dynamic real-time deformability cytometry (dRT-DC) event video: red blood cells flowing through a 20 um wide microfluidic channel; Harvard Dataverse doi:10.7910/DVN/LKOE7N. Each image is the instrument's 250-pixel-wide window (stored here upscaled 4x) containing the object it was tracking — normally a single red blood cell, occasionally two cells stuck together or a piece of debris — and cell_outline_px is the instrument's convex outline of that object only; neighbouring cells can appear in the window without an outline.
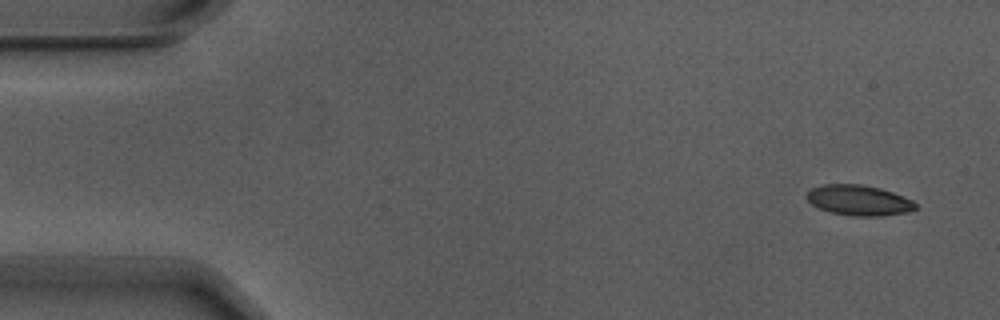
{"species": "Egyptian fruit bat (a non-hibernating species)", "species_latin": "Rousettus aegyptiacus", "temperature_condition": "warm", "stored_images_in_passage": 9, "camera_frame_rate_fps": 3000, "um_per_image_px": 0.085, "animal": {"sex": "male"}, "frame": {"image": 1, "passage_image": 1, "time_ms": 0.0, "image_size_px": [1000, 320], "cell_outline_px": [[916, 208], [908, 212], [880, 216], [852, 216], [832, 212], [820, 208], [812, 204], [804, 196], [812, 188], [820, 184], [860, 184], [880, 188], [892, 192], [912, 200], [916, 204]], "centroid_in_image_um": [72.98, 17.02], "position_along_channel_um": 12.0, "area_um2": 19.19}}
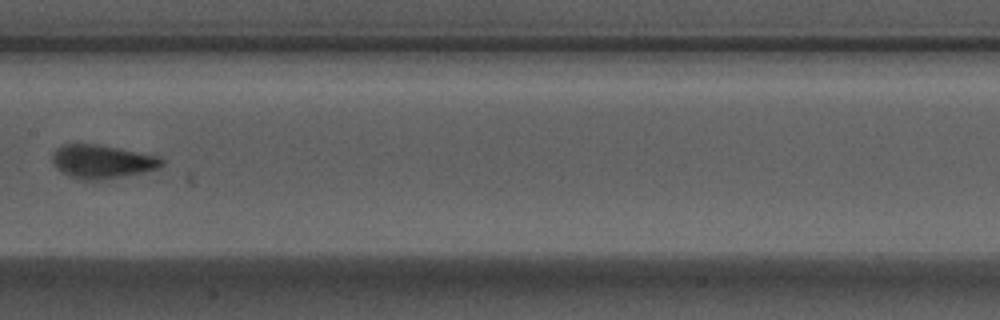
{"frame": {"image": 2, "passage_image": 8, "time_ms": 2.333, "image_size_px": [1000, 320], "cell_outline_px": [[164, 164], [156, 168], [144, 172], [104, 180], [80, 180], [68, 176], [60, 172], [56, 168], [52, 160], [52, 152], [56, 148], [64, 144], [96, 144], [160, 156], [164, 160]], "centroid_in_image_um": [8.64, 13.74], "position_along_channel_um": 198.8, "area_um2": 21.56}}
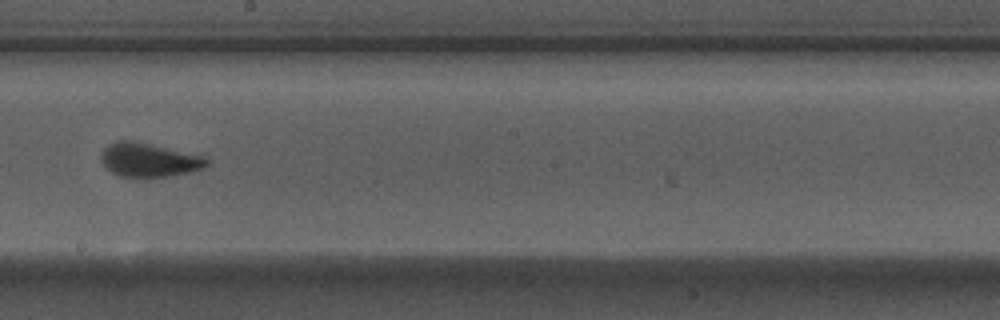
{"frame": {"image": 3, "passage_image": 9, "time_ms": 2.667, "image_size_px": [1000, 320], "cell_outline_px": [[212, 160], [208, 164], [200, 168], [168, 176], [144, 180], [120, 176], [112, 172], [100, 160], [100, 152], [108, 144], [116, 140], [132, 140], [204, 156]], "centroid_in_image_um": [12.6, 13.61], "position_along_channel_um": 235.6, "area_um2": 21.15}}